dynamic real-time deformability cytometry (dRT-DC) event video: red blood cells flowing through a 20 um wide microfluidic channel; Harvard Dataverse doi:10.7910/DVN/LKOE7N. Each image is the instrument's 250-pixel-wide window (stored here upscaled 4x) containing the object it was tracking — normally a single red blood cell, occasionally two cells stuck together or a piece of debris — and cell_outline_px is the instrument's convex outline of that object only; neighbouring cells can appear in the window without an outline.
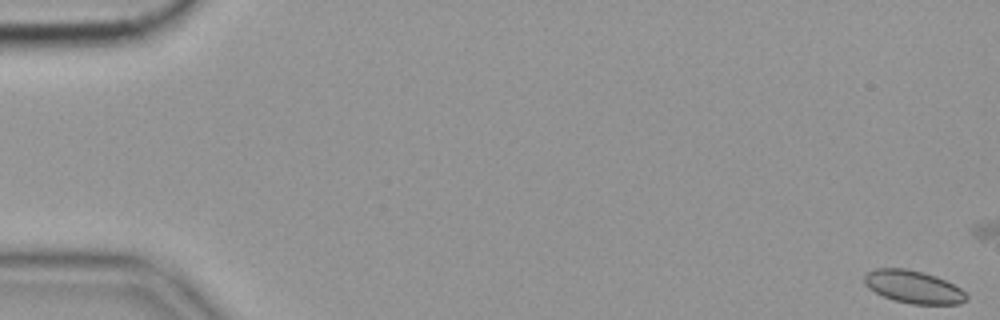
{"species": "common noctule bat (a hibernating species)", "species_latin": "Nyctalus noctula", "temperature_condition": "cold", "stored_images_in_passage": 16, "camera_frame_rate_fps": 3000, "um_per_image_px": 0.085, "animal": {"sex": "female", "body_mass_g": 19.9}, "frame": {"image": 1, "passage_image": 1, "time_ms": 0.0, "image_size_px": [1000, 320], "cell_outline_px": [[968, 300], [960, 304], [912, 304], [892, 300], [868, 288], [864, 284], [864, 276], [868, 272], [876, 268], [904, 268], [936, 276], [960, 288], [968, 296]], "centroid_in_image_um": [77.63, 24.4], "position_along_channel_um": 7.4, "area_um2": 19.36}}
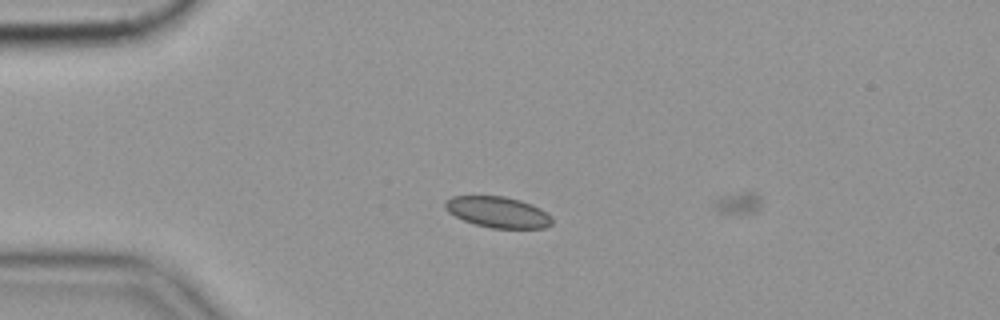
{"frame": {"image": 2, "passage_image": 15, "time_ms": 4.667, "image_size_px": [1000, 320], "cell_outline_px": [[552, 224], [544, 228], [492, 228], [476, 224], [464, 220], [448, 212], [444, 208], [444, 200], [452, 196], [504, 196], [520, 200], [532, 204], [540, 208], [552, 216]], "centroid_in_image_um": [42.32, 18.02], "position_along_channel_um": 42.7, "area_um2": 19.36}}